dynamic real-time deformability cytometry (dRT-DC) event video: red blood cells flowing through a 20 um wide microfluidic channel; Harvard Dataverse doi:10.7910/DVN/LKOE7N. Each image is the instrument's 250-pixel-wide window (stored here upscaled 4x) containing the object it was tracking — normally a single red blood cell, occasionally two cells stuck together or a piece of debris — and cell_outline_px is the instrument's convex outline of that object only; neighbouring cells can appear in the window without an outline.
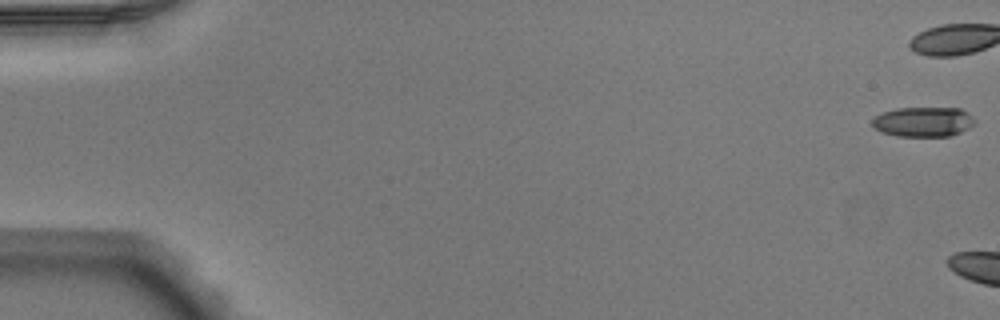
{"species": "Egyptian fruit bat (a non-hibernating species)", "species_latin": "Rousettus aegyptiacus", "temperature_condition": "warm", "stored_images_in_passage": 5, "camera_frame_rate_fps": 3000, "um_per_image_px": 0.085, "animal": {"sex": "male"}, "frame": {"image": 1, "passage_image": 1, "time_ms": 0.0, "image_size_px": [1000, 320], "cell_outline_px": [[976, 124], [960, 132], [948, 136], [896, 136], [884, 132], [876, 128], [872, 124], [872, 120], [880, 112], [896, 108], [960, 108], [968, 112], [976, 120]], "centroid_in_image_um": [78.51, 10.34], "position_along_channel_um": 6.5, "area_um2": 17.86}}